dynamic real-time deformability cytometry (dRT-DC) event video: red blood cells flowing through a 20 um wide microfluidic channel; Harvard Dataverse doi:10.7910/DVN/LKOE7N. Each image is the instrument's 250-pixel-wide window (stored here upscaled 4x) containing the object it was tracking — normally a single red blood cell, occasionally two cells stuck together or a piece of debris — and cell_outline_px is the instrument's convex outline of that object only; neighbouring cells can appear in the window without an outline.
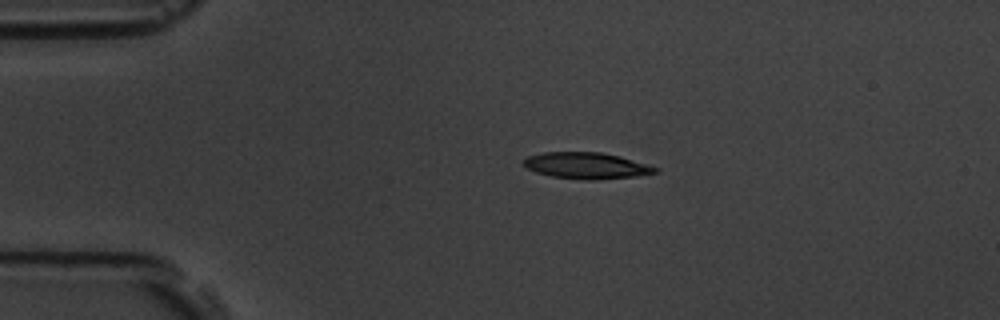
{"species": "common noctule bat (a hibernating species)", "species_latin": "Nyctalus noctula", "temperature_condition": "room temperature", "stored_images_in_passage": 7, "camera_frame_rate_fps": 3000, "um_per_image_px": 0.085, "animal": {"sex": "male", "body_mass_g": 19.5, "forearm_length_mm": 54.6}, "frame": {"image": 1, "passage_image": 1, "time_ms": 0.0, "image_size_px": [1000, 320], "cell_outline_px": [[660, 172], [636, 176], [592, 180], [584, 180], [552, 176], [536, 172], [524, 168], [520, 164], [528, 156], [544, 152], [600, 152], [620, 156], [648, 164], [660, 168]], "centroid_in_image_um": [49.85, 14.08], "position_along_channel_um": 35.2, "area_um2": 20.4}}
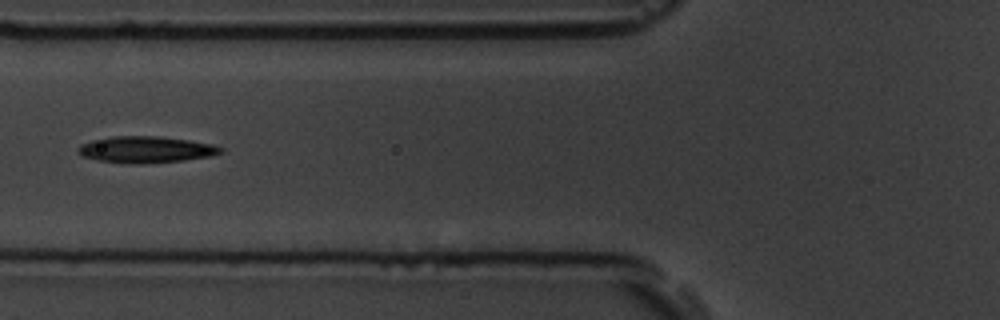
{"frame": {"image": 2, "passage_image": 3, "time_ms": 3.333, "image_size_px": [1000, 320], "cell_outline_px": [[224, 152], [212, 156], [184, 160], [140, 164], [136, 164], [100, 160], [84, 156], [76, 152], [76, 148], [80, 144], [92, 140], [112, 136], [156, 136], [188, 140], [212, 144], [224, 148]], "centroid_in_image_um": [12.42, 12.71], "position_along_channel_um": 113.4, "area_um2": 21.96}}
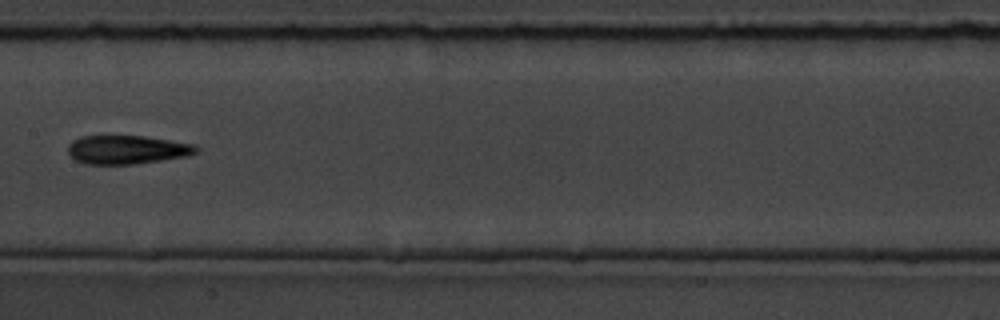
{"frame": {"image": 3, "passage_image": 5, "time_ms": 5.667, "image_size_px": [1000, 320], "cell_outline_px": [[200, 148], [196, 152], [188, 156], [132, 164], [84, 164], [76, 160], [68, 152], [68, 144], [72, 140], [80, 136], [144, 136], [192, 144]], "centroid_in_image_um": [10.76, 12.72], "position_along_channel_um": 196.6, "area_um2": 21.27}}